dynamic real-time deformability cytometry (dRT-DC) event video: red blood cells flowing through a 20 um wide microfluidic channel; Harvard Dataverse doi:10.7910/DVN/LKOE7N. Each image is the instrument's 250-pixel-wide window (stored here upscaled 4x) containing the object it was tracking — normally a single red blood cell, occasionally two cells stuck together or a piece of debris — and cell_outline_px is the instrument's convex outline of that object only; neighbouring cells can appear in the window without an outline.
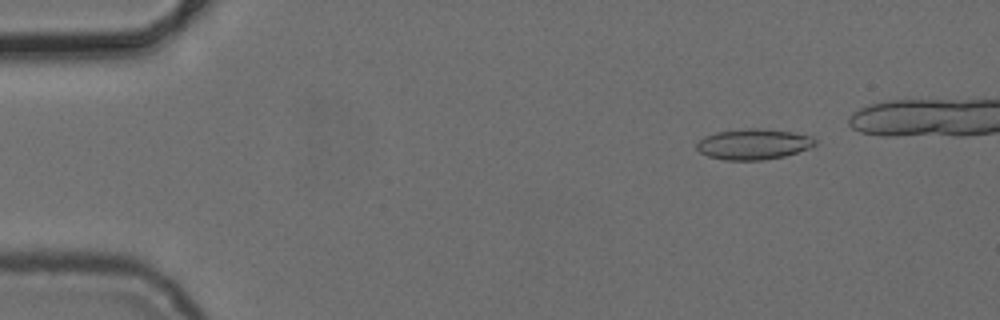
{"species": "common noctule bat (a hibernating species)", "species_latin": "Nyctalus noctula", "temperature_condition": "cold", "stored_images_in_passage": 7, "camera_frame_rate_fps": 3000, "um_per_image_px": 0.085, "animal": {"sex": "female", "body_mass_g": 24.6, "forearm_length_mm": 56.2}, "frame": {"image": 1, "passage_image": 2, "time_ms": 1.333, "image_size_px": [1000, 320], "cell_outline_px": [[816, 144], [812, 148], [784, 156], [764, 160], [724, 160], [708, 156], [700, 152], [696, 148], [696, 144], [704, 136], [716, 132], [744, 128], [760, 128], [792, 132], [812, 136], [816, 140]], "centroid_in_image_um": [64.06, 12.25], "position_along_channel_um": 20.9, "area_um2": 21.33}}
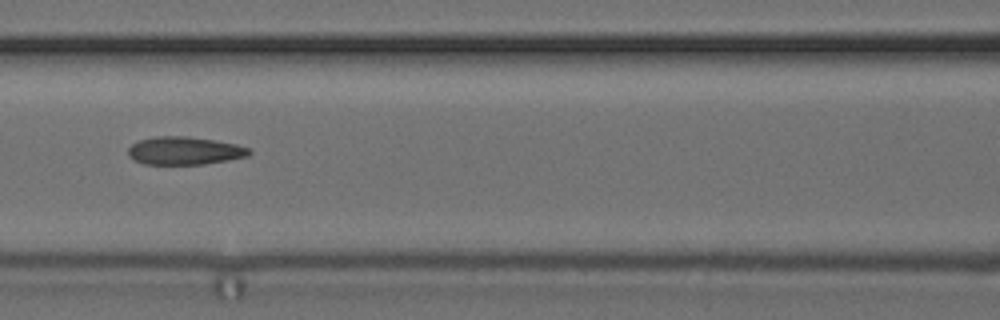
{"frame": {"image": 2, "passage_image": 7, "time_ms": 7.0, "image_size_px": [1000, 320], "cell_outline_px": [[252, 152], [248, 156], [228, 160], [204, 164], [144, 164], [128, 156], [128, 148], [132, 144], [140, 140], [156, 136], [188, 136], [216, 140], [236, 144], [252, 148]], "centroid_in_image_um": [15.72, 12.8], "position_along_channel_um": 150.9, "area_um2": 19.83}}